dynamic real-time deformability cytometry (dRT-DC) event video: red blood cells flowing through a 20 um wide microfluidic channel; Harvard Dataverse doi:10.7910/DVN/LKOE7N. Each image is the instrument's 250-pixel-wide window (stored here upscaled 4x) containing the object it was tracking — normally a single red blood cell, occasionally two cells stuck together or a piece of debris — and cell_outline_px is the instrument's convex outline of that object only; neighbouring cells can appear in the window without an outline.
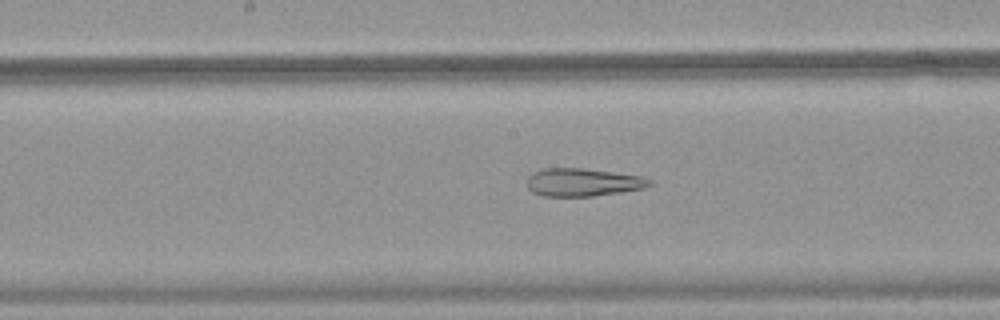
{"species": "common noctule bat (a hibernating species)", "species_latin": "Nyctalus noctula", "temperature_condition": "warm", "stored_images_in_passage": 52, "camera_frame_rate_fps": 3000, "um_per_image_px": 0.085, "animal": {"sex": "female", "body_mass_g": 18.4}, "frame": {"image": 1, "passage_image": 28, "time_ms": 9.0, "image_size_px": [1000, 320], "cell_outline_px": [[652, 184], [644, 188], [620, 192], [592, 196], [544, 196], [532, 192], [528, 188], [528, 176], [532, 172], [544, 168], [584, 168], [644, 176], [652, 180]], "centroid_in_image_um": [49.56, 15.48], "position_along_channel_um": 198.6, "area_um2": 20.06}}
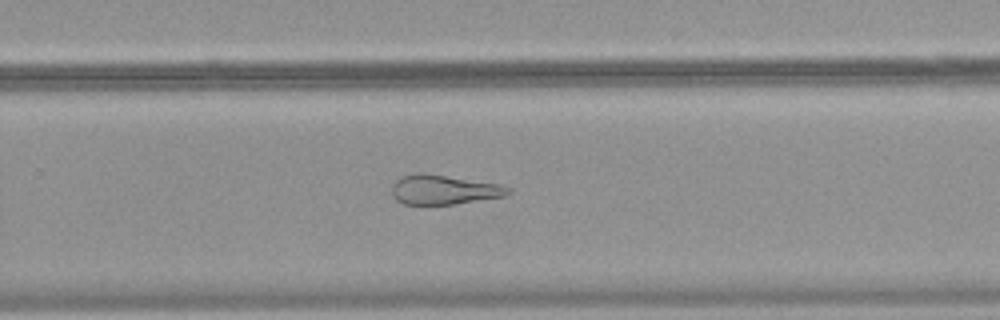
{"frame": {"image": 2, "passage_image": 35, "time_ms": 11.333, "image_size_px": [1000, 320], "cell_outline_px": [[512, 192], [504, 196], [452, 204], [404, 204], [396, 200], [392, 196], [392, 184], [400, 176], [416, 172], [424, 172], [500, 184], [512, 188]], "centroid_in_image_um": [37.7, 16.1], "position_along_channel_um": 292.1, "area_um2": 20.17}}
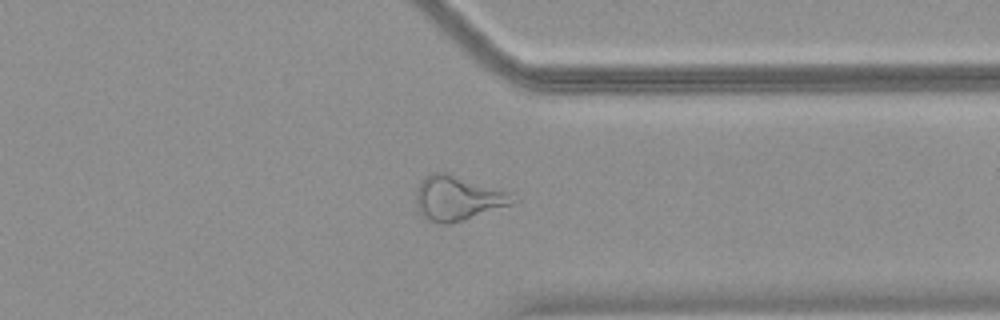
{"frame": {"image": 3, "passage_image": 41, "time_ms": 13.333, "image_size_px": [1000, 320], "cell_outline_px": [[520, 200], [512, 204], [448, 224], [440, 224], [428, 220], [420, 216], [416, 208], [416, 188], [420, 180], [432, 172], [452, 172], [512, 192]], "centroid_in_image_um": [38.91, 16.8], "position_along_channel_um": 372.5, "area_um2": 25.89}}